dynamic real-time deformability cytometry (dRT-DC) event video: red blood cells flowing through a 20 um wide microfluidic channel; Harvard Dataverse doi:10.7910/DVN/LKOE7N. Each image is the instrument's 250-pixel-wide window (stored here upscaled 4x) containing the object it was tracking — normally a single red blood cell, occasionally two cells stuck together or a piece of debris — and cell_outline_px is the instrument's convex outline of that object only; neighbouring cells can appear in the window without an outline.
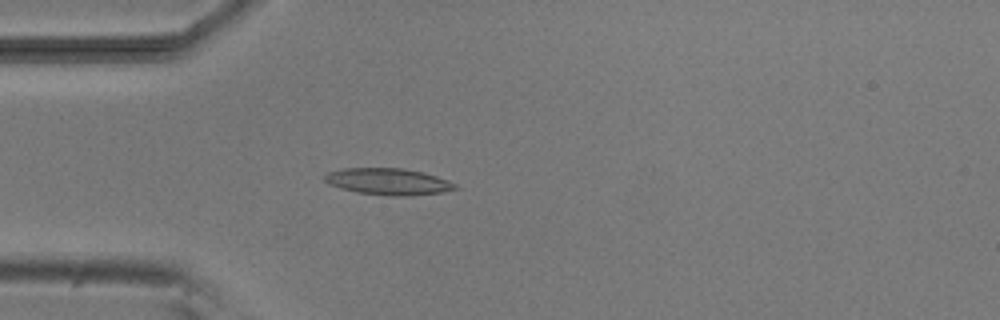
{"species": "common noctule bat (a hibernating species)", "species_latin": "Nyctalus noctula", "temperature_condition": "room temperature", "stored_images_in_passage": 3, "camera_frame_rate_fps": 3000, "um_per_image_px": 0.085, "animal": {"sex": "male", "body_mass_g": 20.5, "forearm_length_mm": 52.5}, "frame": {"image": 1, "passage_image": 3, "time_ms": 3.0, "image_size_px": [1000, 320], "cell_outline_px": [[460, 188], [440, 192], [412, 196], [392, 196], [356, 192], [340, 188], [328, 184], [324, 180], [324, 176], [328, 172], [344, 168], [404, 168], [424, 172], [436, 176], [456, 184]], "centroid_in_image_um": [32.99, 15.43], "position_along_channel_um": 52.0, "area_um2": 20.29}}